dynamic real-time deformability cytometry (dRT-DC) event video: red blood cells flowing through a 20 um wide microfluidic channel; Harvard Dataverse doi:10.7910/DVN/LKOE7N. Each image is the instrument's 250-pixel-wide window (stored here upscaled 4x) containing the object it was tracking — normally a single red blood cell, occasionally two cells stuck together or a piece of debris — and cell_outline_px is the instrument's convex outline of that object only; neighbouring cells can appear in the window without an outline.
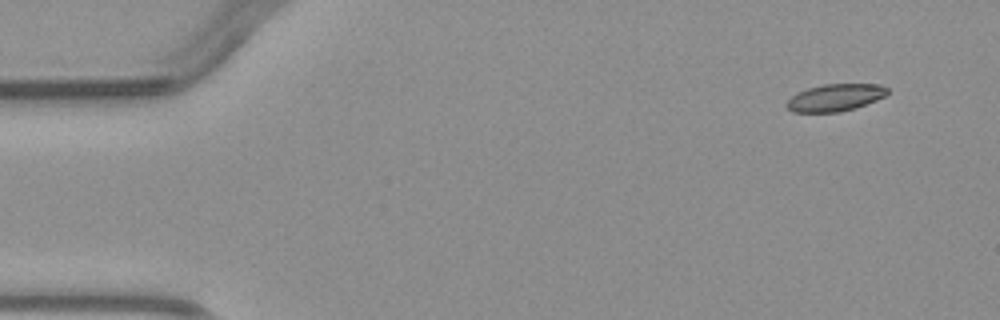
{"species": "common noctule bat (a hibernating species)", "species_latin": "Nyctalus noctula", "temperature_condition": "warm", "stored_images_in_passage": 6, "camera_frame_rate_fps": 3000, "um_per_image_px": 0.085, "animal": {"sex": "male", "body_mass_g": 23.1, "forearm_length_mm": 52.7}, "frame": {"image": 1, "passage_image": 1, "time_ms": 0.0, "image_size_px": [1000, 320], "cell_outline_px": [[888, 92], [884, 96], [876, 100], [856, 108], [840, 112], [792, 112], [784, 104], [796, 92], [808, 88], [824, 84], [880, 84], [888, 88]], "centroid_in_image_um": [70.98, 8.29], "position_along_channel_um": 14.0, "area_um2": 16.01}}
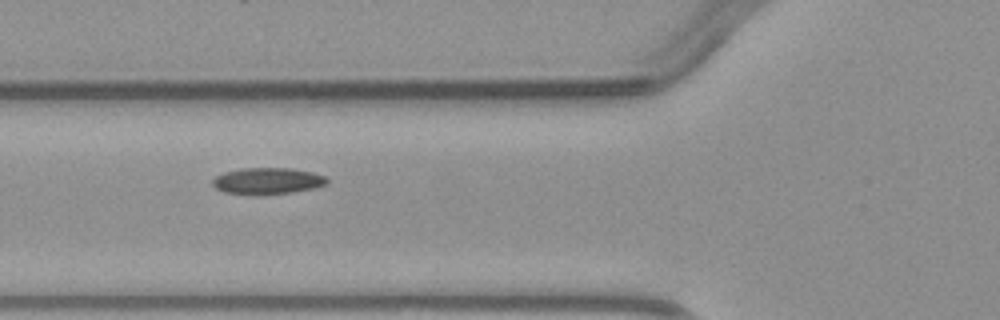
{"frame": {"image": 2, "passage_image": 5, "time_ms": 4.667, "image_size_px": [1000, 320], "cell_outline_px": [[328, 184], [316, 188], [292, 192], [260, 196], [224, 192], [216, 188], [212, 184], [212, 180], [216, 176], [224, 172], [240, 168], [292, 168], [312, 172], [324, 176], [328, 180]], "centroid_in_image_um": [22.74, 15.39], "position_along_channel_um": 103.1, "area_um2": 17.98}}
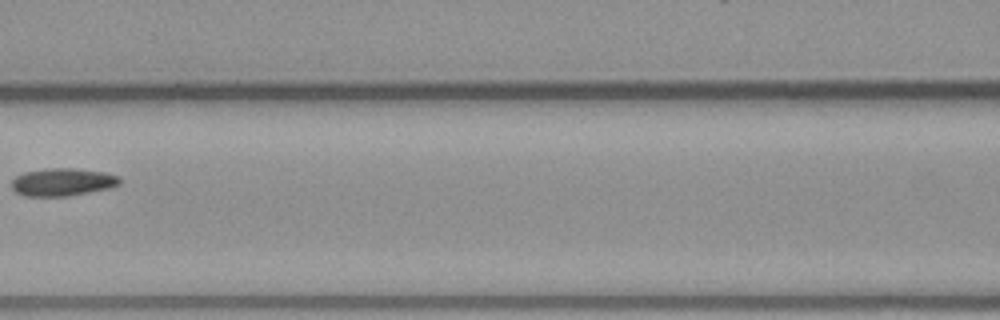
{"frame": {"image": 3, "passage_image": 6, "time_ms": 6.0, "image_size_px": [1000, 320], "cell_outline_px": [[120, 184], [112, 188], [68, 196], [24, 196], [16, 192], [12, 188], [12, 180], [16, 176], [24, 172], [48, 168], [76, 168], [104, 172], [120, 176]], "centroid_in_image_um": [5.34, 15.47], "position_along_channel_um": 161.3, "area_um2": 17.63}}